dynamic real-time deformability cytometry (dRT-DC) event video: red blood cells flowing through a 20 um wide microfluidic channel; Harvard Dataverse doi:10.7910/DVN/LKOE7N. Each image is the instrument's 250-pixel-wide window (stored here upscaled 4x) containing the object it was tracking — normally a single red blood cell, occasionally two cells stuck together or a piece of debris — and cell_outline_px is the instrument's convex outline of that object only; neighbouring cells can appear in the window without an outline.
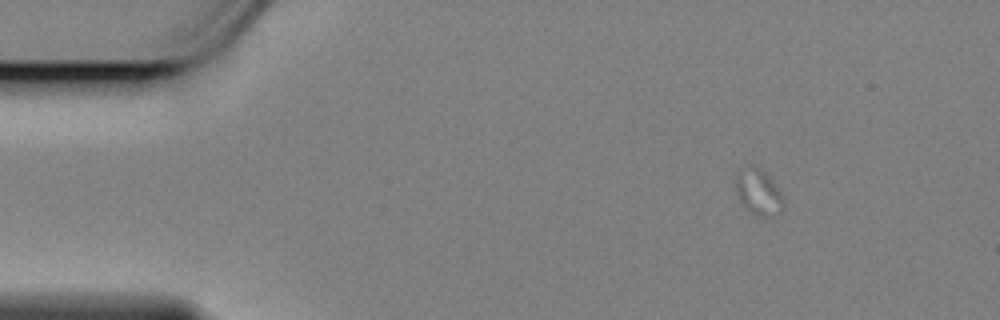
{"species": "Egyptian fruit bat (a non-hibernating species)", "species_latin": "Rousettus aegyptiacus", "temperature_condition": "cold", "stored_images_in_passage": 14, "camera_frame_rate_fps": 3000, "um_per_image_px": 0.085, "animal": {"sex": "female"}, "frame": {"image": 1, "passage_image": 1, "time_ms": 0.0, "image_size_px": [1000, 320], "cell_outline_px": [[784, 208], [772, 216], [764, 216], [752, 212], [740, 200], [736, 184], [736, 176], [748, 164], [756, 164], [764, 172], [780, 196], [784, 204]], "centroid_in_image_um": [64.44, 16.29], "position_along_channel_um": 20.6, "area_um2": 11.85}}